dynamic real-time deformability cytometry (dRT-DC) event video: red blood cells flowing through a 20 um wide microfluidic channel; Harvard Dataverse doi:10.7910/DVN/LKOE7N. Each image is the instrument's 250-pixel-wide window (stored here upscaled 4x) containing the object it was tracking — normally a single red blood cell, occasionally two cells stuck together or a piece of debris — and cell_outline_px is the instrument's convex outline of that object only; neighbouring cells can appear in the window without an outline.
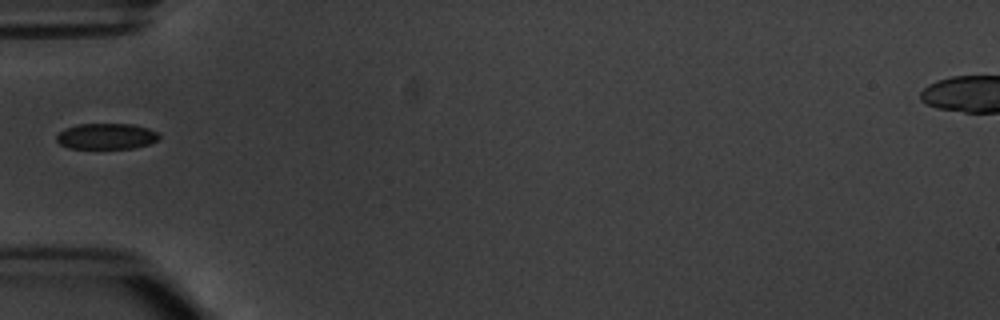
{"species": "common noctule bat (a hibernating species)", "species_latin": "Nyctalus noctula", "temperature_condition": "warm", "stored_images_in_passage": 1, "camera_frame_rate_fps": 3000, "um_per_image_px": 0.085, "animal": {"sex": "male", "body_mass_g": 20.1, "forearm_length_mm": 53.5}, "frame": {"image": 1, "passage_image": 1, "time_ms": 0.0, "image_size_px": [1000, 320], "cell_outline_px": [[160, 140], [148, 144], [132, 148], [68, 148], [60, 144], [56, 140], [56, 136], [64, 128], [76, 124], [132, 124], [148, 128], [156, 132], [160, 136]], "centroid_in_image_um": [9.03, 11.58], "position_along_channel_um": 76.0, "area_um2": 15.49}}